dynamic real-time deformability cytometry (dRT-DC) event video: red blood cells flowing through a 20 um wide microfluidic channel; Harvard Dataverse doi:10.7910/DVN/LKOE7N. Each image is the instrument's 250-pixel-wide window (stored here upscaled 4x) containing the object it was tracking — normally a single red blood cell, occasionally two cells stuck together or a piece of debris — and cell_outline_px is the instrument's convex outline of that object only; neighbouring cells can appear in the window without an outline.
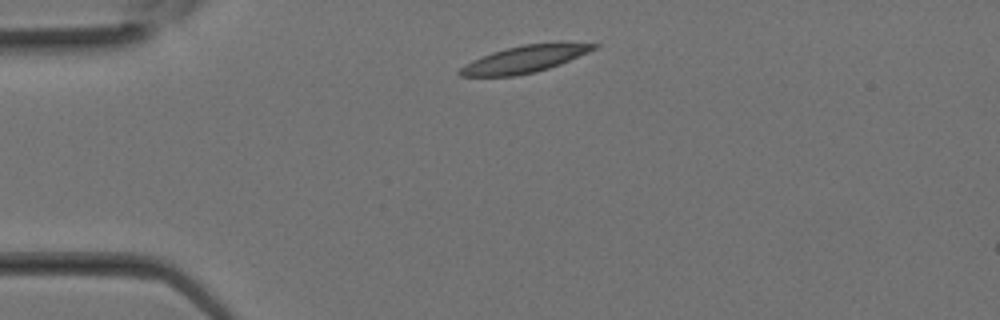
{"species": "Egyptian fruit bat (a non-hibernating species)", "species_latin": "Rousettus aegyptiacus", "temperature_condition": "room temperature", "stored_images_in_passage": 5, "camera_frame_rate_fps": 3000, "um_per_image_px": 0.085, "animal": {"sex": "female"}, "frame": {"image": 1, "passage_image": 1, "time_ms": 0.0, "image_size_px": [1000, 320], "cell_outline_px": [[600, 44], [596, 48], [588, 52], [560, 64], [536, 72], [516, 76], [460, 76], [456, 72], [460, 68], [472, 60], [492, 52], [524, 44], [560, 40]], "centroid_in_image_um": [44.66, 4.99], "position_along_channel_um": 40.3, "area_um2": 21.5}}
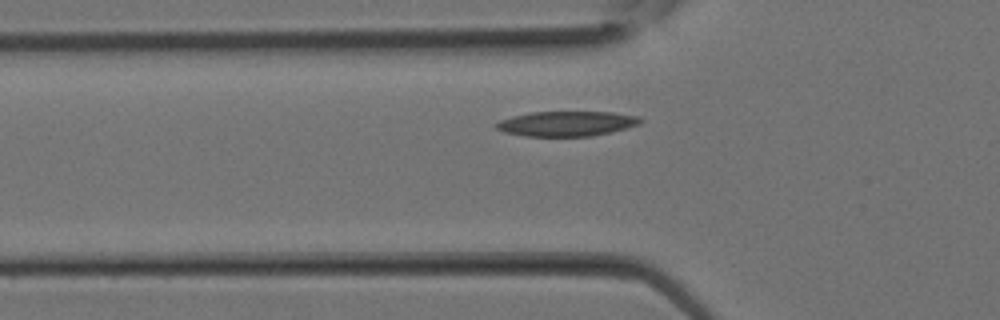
{"frame": {"image": 2, "passage_image": 4, "time_ms": 1.0, "image_size_px": [1000, 320], "cell_outline_px": [[644, 120], [640, 124], [612, 132], [592, 136], [524, 136], [504, 132], [496, 128], [496, 124], [500, 120], [512, 116], [532, 112], [612, 112], [640, 116]], "centroid_in_image_um": [48.21, 10.51], "position_along_channel_um": 77.6, "area_um2": 21.04}}